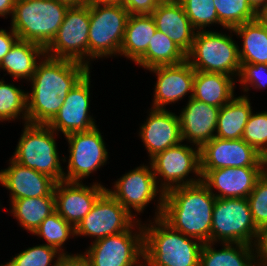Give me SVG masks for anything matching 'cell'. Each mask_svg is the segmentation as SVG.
<instances>
[{
  "instance_id": "27",
  "label": "cell",
  "mask_w": 267,
  "mask_h": 266,
  "mask_svg": "<svg viewBox=\"0 0 267 266\" xmlns=\"http://www.w3.org/2000/svg\"><path fill=\"white\" fill-rule=\"evenodd\" d=\"M227 30L243 39V47L238 48L240 63L267 64V24L259 17Z\"/></svg>"
},
{
  "instance_id": "31",
  "label": "cell",
  "mask_w": 267,
  "mask_h": 266,
  "mask_svg": "<svg viewBox=\"0 0 267 266\" xmlns=\"http://www.w3.org/2000/svg\"><path fill=\"white\" fill-rule=\"evenodd\" d=\"M186 60V53L166 34L156 31L146 53L136 62L146 70L162 65H175Z\"/></svg>"
},
{
  "instance_id": "39",
  "label": "cell",
  "mask_w": 267,
  "mask_h": 266,
  "mask_svg": "<svg viewBox=\"0 0 267 266\" xmlns=\"http://www.w3.org/2000/svg\"><path fill=\"white\" fill-rule=\"evenodd\" d=\"M239 78L237 81L243 86V91L248 92L249 87L255 89L267 86V64L241 63ZM250 85V86H249Z\"/></svg>"
},
{
  "instance_id": "30",
  "label": "cell",
  "mask_w": 267,
  "mask_h": 266,
  "mask_svg": "<svg viewBox=\"0 0 267 266\" xmlns=\"http://www.w3.org/2000/svg\"><path fill=\"white\" fill-rule=\"evenodd\" d=\"M10 202V213L19 221L22 228L32 234L48 216L55 212L54 192L49 196L23 198Z\"/></svg>"
},
{
  "instance_id": "7",
  "label": "cell",
  "mask_w": 267,
  "mask_h": 266,
  "mask_svg": "<svg viewBox=\"0 0 267 266\" xmlns=\"http://www.w3.org/2000/svg\"><path fill=\"white\" fill-rule=\"evenodd\" d=\"M89 13L88 60L119 55L128 11L121 4H89Z\"/></svg>"
},
{
  "instance_id": "3",
  "label": "cell",
  "mask_w": 267,
  "mask_h": 266,
  "mask_svg": "<svg viewBox=\"0 0 267 266\" xmlns=\"http://www.w3.org/2000/svg\"><path fill=\"white\" fill-rule=\"evenodd\" d=\"M150 224H143V260L150 266H199L202 242L173 229L161 217Z\"/></svg>"
},
{
  "instance_id": "4",
  "label": "cell",
  "mask_w": 267,
  "mask_h": 266,
  "mask_svg": "<svg viewBox=\"0 0 267 266\" xmlns=\"http://www.w3.org/2000/svg\"><path fill=\"white\" fill-rule=\"evenodd\" d=\"M70 6L60 0H16L11 28L20 40L46 48L56 36Z\"/></svg>"
},
{
  "instance_id": "1",
  "label": "cell",
  "mask_w": 267,
  "mask_h": 266,
  "mask_svg": "<svg viewBox=\"0 0 267 266\" xmlns=\"http://www.w3.org/2000/svg\"><path fill=\"white\" fill-rule=\"evenodd\" d=\"M36 71L29 80L31 93L27 92L29 124L47 125L58 113L68 92L90 71L77 61L44 56L38 61Z\"/></svg>"
},
{
  "instance_id": "10",
  "label": "cell",
  "mask_w": 267,
  "mask_h": 266,
  "mask_svg": "<svg viewBox=\"0 0 267 266\" xmlns=\"http://www.w3.org/2000/svg\"><path fill=\"white\" fill-rule=\"evenodd\" d=\"M89 28V4L71 5L66 11L56 36L45 48V55L55 59L77 61L90 67V61H88Z\"/></svg>"
},
{
  "instance_id": "14",
  "label": "cell",
  "mask_w": 267,
  "mask_h": 266,
  "mask_svg": "<svg viewBox=\"0 0 267 266\" xmlns=\"http://www.w3.org/2000/svg\"><path fill=\"white\" fill-rule=\"evenodd\" d=\"M105 191L91 211L75 227V236L94 237V241L129 230L138 219ZM136 220V221H135Z\"/></svg>"
},
{
  "instance_id": "22",
  "label": "cell",
  "mask_w": 267,
  "mask_h": 266,
  "mask_svg": "<svg viewBox=\"0 0 267 266\" xmlns=\"http://www.w3.org/2000/svg\"><path fill=\"white\" fill-rule=\"evenodd\" d=\"M220 107L208 105L194 98L179 114L182 141L201 148L215 137Z\"/></svg>"
},
{
  "instance_id": "33",
  "label": "cell",
  "mask_w": 267,
  "mask_h": 266,
  "mask_svg": "<svg viewBox=\"0 0 267 266\" xmlns=\"http://www.w3.org/2000/svg\"><path fill=\"white\" fill-rule=\"evenodd\" d=\"M47 241L45 245L56 248L64 256H74L67 254L62 249L69 236H75V227L65 221L56 211L48 216L33 233Z\"/></svg>"
},
{
  "instance_id": "25",
  "label": "cell",
  "mask_w": 267,
  "mask_h": 266,
  "mask_svg": "<svg viewBox=\"0 0 267 266\" xmlns=\"http://www.w3.org/2000/svg\"><path fill=\"white\" fill-rule=\"evenodd\" d=\"M156 31L151 14L129 15L120 56L123 55L136 63L146 53Z\"/></svg>"
},
{
  "instance_id": "16",
  "label": "cell",
  "mask_w": 267,
  "mask_h": 266,
  "mask_svg": "<svg viewBox=\"0 0 267 266\" xmlns=\"http://www.w3.org/2000/svg\"><path fill=\"white\" fill-rule=\"evenodd\" d=\"M90 71L73 87L65 98L58 113L47 124L57 135L88 131L96 127L95 119L89 114ZM94 120V121H93Z\"/></svg>"
},
{
  "instance_id": "47",
  "label": "cell",
  "mask_w": 267,
  "mask_h": 266,
  "mask_svg": "<svg viewBox=\"0 0 267 266\" xmlns=\"http://www.w3.org/2000/svg\"><path fill=\"white\" fill-rule=\"evenodd\" d=\"M64 1L70 5H84L87 4V0H60Z\"/></svg>"
},
{
  "instance_id": "17",
  "label": "cell",
  "mask_w": 267,
  "mask_h": 266,
  "mask_svg": "<svg viewBox=\"0 0 267 266\" xmlns=\"http://www.w3.org/2000/svg\"><path fill=\"white\" fill-rule=\"evenodd\" d=\"M105 191L106 187L96 182L90 187L83 182H57L54 188L55 211L76 227Z\"/></svg>"
},
{
  "instance_id": "32",
  "label": "cell",
  "mask_w": 267,
  "mask_h": 266,
  "mask_svg": "<svg viewBox=\"0 0 267 266\" xmlns=\"http://www.w3.org/2000/svg\"><path fill=\"white\" fill-rule=\"evenodd\" d=\"M18 116H22L25 124L28 123L27 93L0 79V121H12Z\"/></svg>"
},
{
  "instance_id": "29",
  "label": "cell",
  "mask_w": 267,
  "mask_h": 266,
  "mask_svg": "<svg viewBox=\"0 0 267 266\" xmlns=\"http://www.w3.org/2000/svg\"><path fill=\"white\" fill-rule=\"evenodd\" d=\"M214 243H204L199 266H255L254 247L243 243H222L216 250ZM235 245V246H234Z\"/></svg>"
},
{
  "instance_id": "13",
  "label": "cell",
  "mask_w": 267,
  "mask_h": 266,
  "mask_svg": "<svg viewBox=\"0 0 267 266\" xmlns=\"http://www.w3.org/2000/svg\"><path fill=\"white\" fill-rule=\"evenodd\" d=\"M101 134L96 126L88 131L65 136L69 145V159L64 181L82 182L91 173L106 165L109 156Z\"/></svg>"
},
{
  "instance_id": "50",
  "label": "cell",
  "mask_w": 267,
  "mask_h": 266,
  "mask_svg": "<svg viewBox=\"0 0 267 266\" xmlns=\"http://www.w3.org/2000/svg\"><path fill=\"white\" fill-rule=\"evenodd\" d=\"M173 1H180V0H158L159 3H161V2H173Z\"/></svg>"
},
{
  "instance_id": "11",
  "label": "cell",
  "mask_w": 267,
  "mask_h": 266,
  "mask_svg": "<svg viewBox=\"0 0 267 266\" xmlns=\"http://www.w3.org/2000/svg\"><path fill=\"white\" fill-rule=\"evenodd\" d=\"M149 164L156 180H160L159 188L164 194L171 189L202 181L200 148L197 146L193 149L191 145L180 143L156 154L150 159ZM191 172L198 176L197 179L195 176L187 178Z\"/></svg>"
},
{
  "instance_id": "20",
  "label": "cell",
  "mask_w": 267,
  "mask_h": 266,
  "mask_svg": "<svg viewBox=\"0 0 267 266\" xmlns=\"http://www.w3.org/2000/svg\"><path fill=\"white\" fill-rule=\"evenodd\" d=\"M149 117L140 127L139 136L150 159L156 154L182 143L179 117L168 109H150Z\"/></svg>"
},
{
  "instance_id": "19",
  "label": "cell",
  "mask_w": 267,
  "mask_h": 266,
  "mask_svg": "<svg viewBox=\"0 0 267 266\" xmlns=\"http://www.w3.org/2000/svg\"><path fill=\"white\" fill-rule=\"evenodd\" d=\"M157 76L152 108L166 109L167 104L176 103L190 93L193 97L195 70L187 60L175 65H162L148 69Z\"/></svg>"
},
{
  "instance_id": "43",
  "label": "cell",
  "mask_w": 267,
  "mask_h": 266,
  "mask_svg": "<svg viewBox=\"0 0 267 266\" xmlns=\"http://www.w3.org/2000/svg\"><path fill=\"white\" fill-rule=\"evenodd\" d=\"M57 266H88V264L80 254H75L74 256H65Z\"/></svg>"
},
{
  "instance_id": "45",
  "label": "cell",
  "mask_w": 267,
  "mask_h": 266,
  "mask_svg": "<svg viewBox=\"0 0 267 266\" xmlns=\"http://www.w3.org/2000/svg\"><path fill=\"white\" fill-rule=\"evenodd\" d=\"M248 3L258 14L267 6V0H248Z\"/></svg>"
},
{
  "instance_id": "5",
  "label": "cell",
  "mask_w": 267,
  "mask_h": 266,
  "mask_svg": "<svg viewBox=\"0 0 267 266\" xmlns=\"http://www.w3.org/2000/svg\"><path fill=\"white\" fill-rule=\"evenodd\" d=\"M12 159L22 166L34 169L53 178L56 182L64 181L54 134L48 125L24 124Z\"/></svg>"
},
{
  "instance_id": "46",
  "label": "cell",
  "mask_w": 267,
  "mask_h": 266,
  "mask_svg": "<svg viewBox=\"0 0 267 266\" xmlns=\"http://www.w3.org/2000/svg\"><path fill=\"white\" fill-rule=\"evenodd\" d=\"M87 4H121V0H87Z\"/></svg>"
},
{
  "instance_id": "15",
  "label": "cell",
  "mask_w": 267,
  "mask_h": 266,
  "mask_svg": "<svg viewBox=\"0 0 267 266\" xmlns=\"http://www.w3.org/2000/svg\"><path fill=\"white\" fill-rule=\"evenodd\" d=\"M225 167H267V159L243 139L214 137L200 148V170Z\"/></svg>"
},
{
  "instance_id": "23",
  "label": "cell",
  "mask_w": 267,
  "mask_h": 266,
  "mask_svg": "<svg viewBox=\"0 0 267 266\" xmlns=\"http://www.w3.org/2000/svg\"><path fill=\"white\" fill-rule=\"evenodd\" d=\"M151 16L158 31L166 34L186 54L191 50L197 31L180 1L159 3Z\"/></svg>"
},
{
  "instance_id": "37",
  "label": "cell",
  "mask_w": 267,
  "mask_h": 266,
  "mask_svg": "<svg viewBox=\"0 0 267 266\" xmlns=\"http://www.w3.org/2000/svg\"><path fill=\"white\" fill-rule=\"evenodd\" d=\"M242 139L267 159V111L251 113Z\"/></svg>"
},
{
  "instance_id": "49",
  "label": "cell",
  "mask_w": 267,
  "mask_h": 266,
  "mask_svg": "<svg viewBox=\"0 0 267 266\" xmlns=\"http://www.w3.org/2000/svg\"><path fill=\"white\" fill-rule=\"evenodd\" d=\"M143 261H141V263H139L137 266H150L145 260Z\"/></svg>"
},
{
  "instance_id": "42",
  "label": "cell",
  "mask_w": 267,
  "mask_h": 266,
  "mask_svg": "<svg viewBox=\"0 0 267 266\" xmlns=\"http://www.w3.org/2000/svg\"><path fill=\"white\" fill-rule=\"evenodd\" d=\"M10 32L0 29V63L10 51L14 43L19 39L18 35L10 28Z\"/></svg>"
},
{
  "instance_id": "2",
  "label": "cell",
  "mask_w": 267,
  "mask_h": 266,
  "mask_svg": "<svg viewBox=\"0 0 267 266\" xmlns=\"http://www.w3.org/2000/svg\"><path fill=\"white\" fill-rule=\"evenodd\" d=\"M215 200L202 181L177 187L164 194L161 218L184 235L208 243Z\"/></svg>"
},
{
  "instance_id": "26",
  "label": "cell",
  "mask_w": 267,
  "mask_h": 266,
  "mask_svg": "<svg viewBox=\"0 0 267 266\" xmlns=\"http://www.w3.org/2000/svg\"><path fill=\"white\" fill-rule=\"evenodd\" d=\"M44 56L43 46L18 39L1 61L0 69L6 71L14 79L20 78L28 81L36 71L38 59L42 60Z\"/></svg>"
},
{
  "instance_id": "38",
  "label": "cell",
  "mask_w": 267,
  "mask_h": 266,
  "mask_svg": "<svg viewBox=\"0 0 267 266\" xmlns=\"http://www.w3.org/2000/svg\"><path fill=\"white\" fill-rule=\"evenodd\" d=\"M252 219L258 229L267 226V170L247 197Z\"/></svg>"
},
{
  "instance_id": "12",
  "label": "cell",
  "mask_w": 267,
  "mask_h": 266,
  "mask_svg": "<svg viewBox=\"0 0 267 266\" xmlns=\"http://www.w3.org/2000/svg\"><path fill=\"white\" fill-rule=\"evenodd\" d=\"M159 180L153 173L152 166L141 165L121 176L113 186V189L106 191L115 198L130 214L134 209L137 213H142L144 208L158 196L157 212L155 217L162 215L164 192L157 185ZM115 189V190H114ZM132 208V211H131Z\"/></svg>"
},
{
  "instance_id": "21",
  "label": "cell",
  "mask_w": 267,
  "mask_h": 266,
  "mask_svg": "<svg viewBox=\"0 0 267 266\" xmlns=\"http://www.w3.org/2000/svg\"><path fill=\"white\" fill-rule=\"evenodd\" d=\"M8 168L0 170V184L10 191L11 201L23 198L49 196L54 192L56 181L34 169L9 160Z\"/></svg>"
},
{
  "instance_id": "40",
  "label": "cell",
  "mask_w": 267,
  "mask_h": 266,
  "mask_svg": "<svg viewBox=\"0 0 267 266\" xmlns=\"http://www.w3.org/2000/svg\"><path fill=\"white\" fill-rule=\"evenodd\" d=\"M158 4V0H121L129 15L152 14Z\"/></svg>"
},
{
  "instance_id": "28",
  "label": "cell",
  "mask_w": 267,
  "mask_h": 266,
  "mask_svg": "<svg viewBox=\"0 0 267 266\" xmlns=\"http://www.w3.org/2000/svg\"><path fill=\"white\" fill-rule=\"evenodd\" d=\"M248 95L233 97L220 108L215 137L221 139H242L245 125L252 113Z\"/></svg>"
},
{
  "instance_id": "9",
  "label": "cell",
  "mask_w": 267,
  "mask_h": 266,
  "mask_svg": "<svg viewBox=\"0 0 267 266\" xmlns=\"http://www.w3.org/2000/svg\"><path fill=\"white\" fill-rule=\"evenodd\" d=\"M135 226L138 233L133 232ZM143 251V224L137 220L127 231L92 242L80 256L88 266H137Z\"/></svg>"
},
{
  "instance_id": "34",
  "label": "cell",
  "mask_w": 267,
  "mask_h": 266,
  "mask_svg": "<svg viewBox=\"0 0 267 266\" xmlns=\"http://www.w3.org/2000/svg\"><path fill=\"white\" fill-rule=\"evenodd\" d=\"M214 5L219 24L225 29H233L259 17L248 0H214Z\"/></svg>"
},
{
  "instance_id": "18",
  "label": "cell",
  "mask_w": 267,
  "mask_h": 266,
  "mask_svg": "<svg viewBox=\"0 0 267 266\" xmlns=\"http://www.w3.org/2000/svg\"><path fill=\"white\" fill-rule=\"evenodd\" d=\"M266 170L267 167H225L200 171L202 182L216 198H247Z\"/></svg>"
},
{
  "instance_id": "6",
  "label": "cell",
  "mask_w": 267,
  "mask_h": 266,
  "mask_svg": "<svg viewBox=\"0 0 267 266\" xmlns=\"http://www.w3.org/2000/svg\"><path fill=\"white\" fill-rule=\"evenodd\" d=\"M227 34L197 31L186 60L195 71L238 76L241 63L238 44Z\"/></svg>"
},
{
  "instance_id": "8",
  "label": "cell",
  "mask_w": 267,
  "mask_h": 266,
  "mask_svg": "<svg viewBox=\"0 0 267 266\" xmlns=\"http://www.w3.org/2000/svg\"><path fill=\"white\" fill-rule=\"evenodd\" d=\"M258 230L247 198H216L211 225L212 243L221 241V244L243 243L253 246Z\"/></svg>"
},
{
  "instance_id": "48",
  "label": "cell",
  "mask_w": 267,
  "mask_h": 266,
  "mask_svg": "<svg viewBox=\"0 0 267 266\" xmlns=\"http://www.w3.org/2000/svg\"><path fill=\"white\" fill-rule=\"evenodd\" d=\"M259 18L267 24V6L260 12Z\"/></svg>"
},
{
  "instance_id": "35",
  "label": "cell",
  "mask_w": 267,
  "mask_h": 266,
  "mask_svg": "<svg viewBox=\"0 0 267 266\" xmlns=\"http://www.w3.org/2000/svg\"><path fill=\"white\" fill-rule=\"evenodd\" d=\"M65 256L56 248L45 244L28 247V249L12 257L3 266H57ZM56 258L57 260H54ZM54 263V264H51Z\"/></svg>"
},
{
  "instance_id": "24",
  "label": "cell",
  "mask_w": 267,
  "mask_h": 266,
  "mask_svg": "<svg viewBox=\"0 0 267 266\" xmlns=\"http://www.w3.org/2000/svg\"><path fill=\"white\" fill-rule=\"evenodd\" d=\"M234 85L230 75L195 71L192 98L221 108L234 97Z\"/></svg>"
},
{
  "instance_id": "36",
  "label": "cell",
  "mask_w": 267,
  "mask_h": 266,
  "mask_svg": "<svg viewBox=\"0 0 267 266\" xmlns=\"http://www.w3.org/2000/svg\"><path fill=\"white\" fill-rule=\"evenodd\" d=\"M190 23L197 31L219 24L214 0H180Z\"/></svg>"
},
{
  "instance_id": "41",
  "label": "cell",
  "mask_w": 267,
  "mask_h": 266,
  "mask_svg": "<svg viewBox=\"0 0 267 266\" xmlns=\"http://www.w3.org/2000/svg\"><path fill=\"white\" fill-rule=\"evenodd\" d=\"M253 247L255 266H267V226L258 230Z\"/></svg>"
},
{
  "instance_id": "44",
  "label": "cell",
  "mask_w": 267,
  "mask_h": 266,
  "mask_svg": "<svg viewBox=\"0 0 267 266\" xmlns=\"http://www.w3.org/2000/svg\"><path fill=\"white\" fill-rule=\"evenodd\" d=\"M16 0H0V16L6 18V15H13Z\"/></svg>"
}]
</instances>
